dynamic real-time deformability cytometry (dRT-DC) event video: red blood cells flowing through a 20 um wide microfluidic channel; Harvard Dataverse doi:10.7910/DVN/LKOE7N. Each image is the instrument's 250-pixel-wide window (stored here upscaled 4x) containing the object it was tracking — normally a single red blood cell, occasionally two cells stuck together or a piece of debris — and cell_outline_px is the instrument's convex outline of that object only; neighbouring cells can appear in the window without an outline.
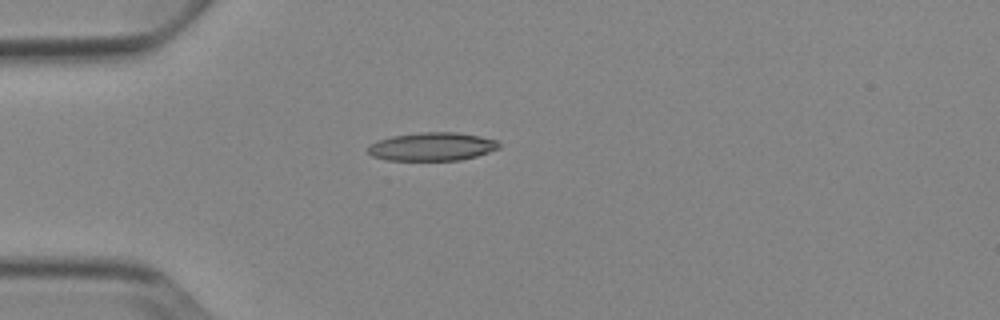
{"species": "Egyptian fruit bat (a non-hibernating species)", "species_latin": "Rousettus aegyptiacus", "temperature_condition": "cold", "stored_images_in_passage": 39, "camera_frame_rate_fps": 3000, "um_per_image_px": 0.085, "animal": {"sex": "female"}, "frame": {"image": 1, "passage_image": 1, "time_ms": 0.0, "image_size_px": [1000, 320], "cell_outline_px": [[500, 148], [476, 156], [460, 160], [388, 160], [372, 156], [368, 152], [368, 148], [372, 144], [380, 140], [392, 136], [420, 132], [456, 132], [480, 136], [496, 140], [500, 144]], "centroid_in_image_um": [36.76, 12.46], "position_along_channel_um": 48.2, "area_um2": 21.44}}
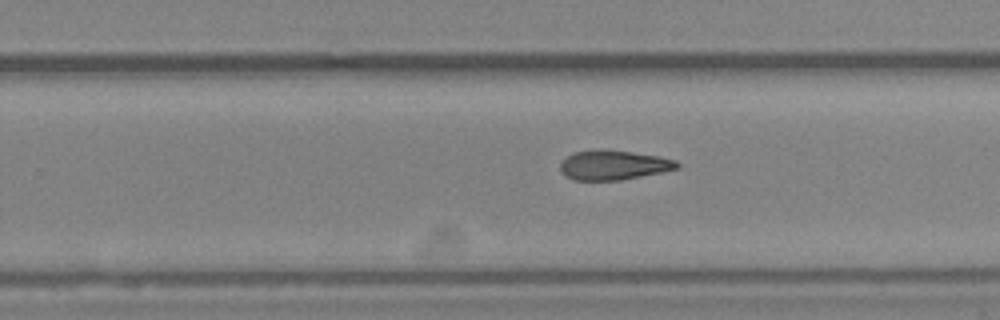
{"frame": {"image": 2, "passage_image": 20, "time_ms": 6.333, "image_size_px": [1000, 320], "cell_outline_px": [[680, 168], [620, 180], [572, 180], [560, 168], [560, 164], [568, 156], [576, 152], [632, 152], [660, 156], [676, 160], [680, 164]], "centroid_in_image_um": [52.23, 14.07], "position_along_channel_um": 277.6, "area_um2": 19.19}}
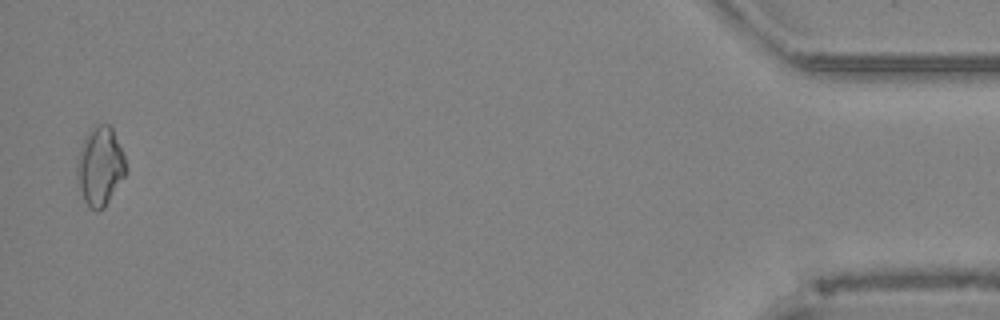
{"frame": {"image": 3, "passage_image": 38, "time_ms": 12.333, "image_size_px": [1000, 320], "cell_outline_px": [[128, 168], [124, 176], [104, 208], [96, 212], [88, 208], [84, 200], [76, 180], [76, 164], [80, 148], [84, 136], [96, 124], [108, 124], [112, 128], [124, 156]], "centroid_in_image_um": [8.48, 14.15], "position_along_channel_um": 426.7, "area_um2": 22.6}, "authors_computed_cell_mechanics": {"area_um2": 20.5768, "velocity_mm_per_s": 3.8772, "shape_relaxation_time_tau1_ms": null, "shape_relaxation_time_tau2_ms": 6.7084, "deformation_change_tau1": null, "deformation_change_tau2": 0.1747}}